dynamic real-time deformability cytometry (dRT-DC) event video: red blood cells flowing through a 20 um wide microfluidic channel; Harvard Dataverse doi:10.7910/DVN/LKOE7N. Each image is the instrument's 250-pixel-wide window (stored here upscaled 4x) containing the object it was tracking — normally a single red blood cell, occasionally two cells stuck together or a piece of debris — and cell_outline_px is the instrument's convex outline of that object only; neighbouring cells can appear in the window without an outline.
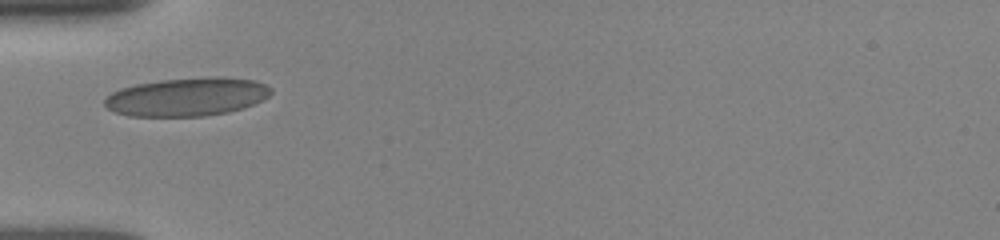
{"species": "human", "species_latin": "Homo sapiens", "temperature_condition": "room temperature", "stored_images_in_passage": 9, "camera_frame_rate_fps": 3000, "um_per_image_px": 0.085, "donor": {"sex": "female"}, "frame": {"image": 1, "passage_image": 1, "time_ms": 0.0, "image_size_px": [1000, 240], "cell_outline_px": [[272, 92], [268, 96], [252, 104], [228, 112], [204, 116], [128, 116], [116, 112], [108, 108], [104, 104], [104, 100], [112, 92], [120, 88], [136, 84], [160, 80], [216, 76], [224, 76], [252, 80], [264, 84], [272, 88]], "centroid_in_image_um": [15.88, 8.22], "position_along_channel_um": 69.1, "area_um2": 37.05}}
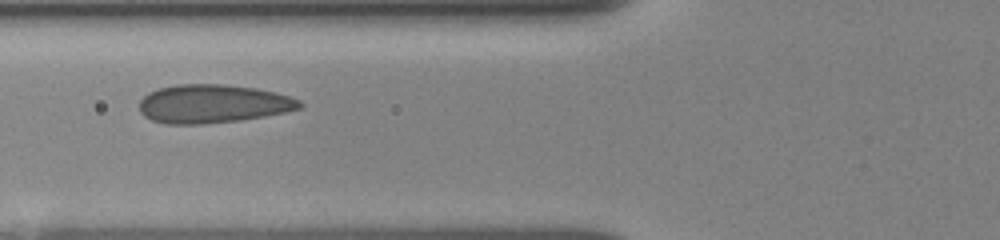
{"frame": {"image": 2, "passage_image": 8, "time_ms": 1.0, "image_size_px": [1000, 240], "cell_outline_px": [[304, 104], [300, 108], [284, 112], [264, 116], [240, 120], [200, 124], [168, 124], [152, 120], [144, 116], [140, 112], [140, 100], [148, 92], [160, 88], [176, 84], [224, 84], [256, 88], [288, 96], [300, 100]], "centroid_in_image_um": [18.07, 8.82], "position_along_channel_um": 107.7, "area_um2": 35.84}}